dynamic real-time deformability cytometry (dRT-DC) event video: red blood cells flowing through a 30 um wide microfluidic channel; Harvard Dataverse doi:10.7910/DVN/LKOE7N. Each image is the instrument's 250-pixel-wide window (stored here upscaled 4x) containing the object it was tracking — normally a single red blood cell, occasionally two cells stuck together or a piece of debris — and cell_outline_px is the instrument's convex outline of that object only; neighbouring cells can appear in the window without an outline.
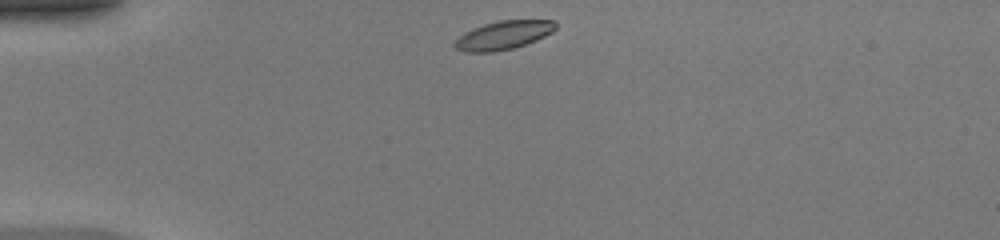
{"species": "common noctule bat (a hibernating species)", "species_latin": "Nyctalus noctula", "temperature_condition": "warm", "stored_images_in_passage": 38, "camera_frame_rate_fps": 3000, "um_per_image_px": 0.085, "animal": {"sex": "female", "body_mass_g": 20.0, "forearm_length_mm": 54.0}, "frame": {"image": 1, "passage_image": 1, "time_ms": 0.0, "image_size_px": [1000, 240], "cell_outline_px": [[556, 28], [552, 32], [536, 40], [512, 48], [492, 52], [464, 52], [456, 48], [452, 44], [464, 32], [472, 28], [484, 24], [500, 20], [556, 20]], "centroid_in_image_um": [42.77, 2.98], "position_along_channel_um": 42.2, "area_um2": 16.7}}
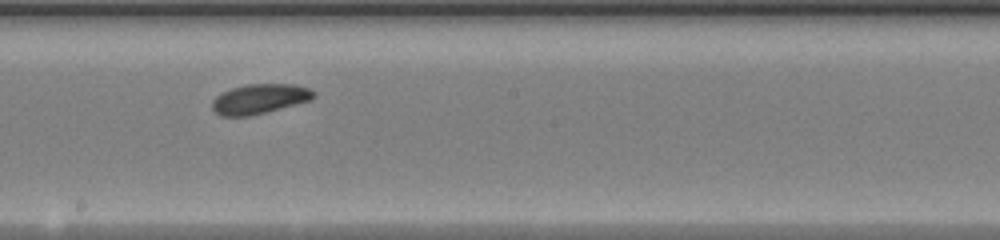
{"frame": {"image": 2, "passage_image": 17, "time_ms": 5.333, "image_size_px": [1000, 240], "cell_outline_px": [[316, 96], [308, 100], [296, 104], [248, 116], [220, 116], [212, 108], [212, 100], [216, 96], [232, 88], [244, 84], [292, 84], [308, 88], [316, 92]], "centroid_in_image_um": [22.05, 8.4], "position_along_channel_um": 226.2, "area_um2": 17.4}}
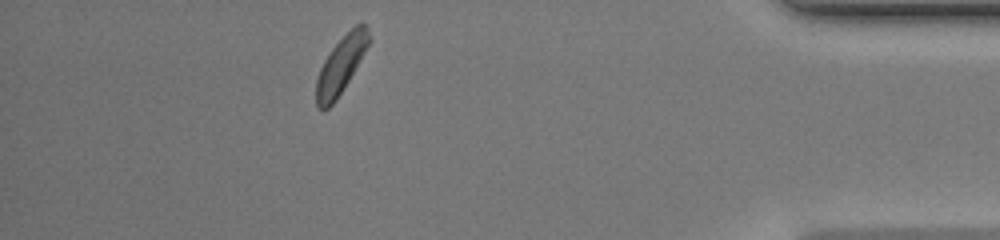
{"frame": {"image": 3, "passage_image": 33, "time_ms": 10.667, "image_size_px": [1000, 240], "cell_outline_px": [[372, 40], [336, 100], [328, 108], [320, 112], [316, 104], [316, 80], [320, 68], [324, 60], [332, 48], [360, 20], [368, 28]], "centroid_in_image_um": [28.98, 5.52], "position_along_channel_um": 406.2, "area_um2": 17.34}, "authors_computed_cell_mechanics": {"area_um2": 17.3689, "velocity_mm_per_s": 4.1657, "shape_relaxation_time_tau1_ms": 1.9745, "shape_relaxation_time_tau2_ms": null, "deformation_change_tau1": 0.0689, "deformation_change_tau2": null}}